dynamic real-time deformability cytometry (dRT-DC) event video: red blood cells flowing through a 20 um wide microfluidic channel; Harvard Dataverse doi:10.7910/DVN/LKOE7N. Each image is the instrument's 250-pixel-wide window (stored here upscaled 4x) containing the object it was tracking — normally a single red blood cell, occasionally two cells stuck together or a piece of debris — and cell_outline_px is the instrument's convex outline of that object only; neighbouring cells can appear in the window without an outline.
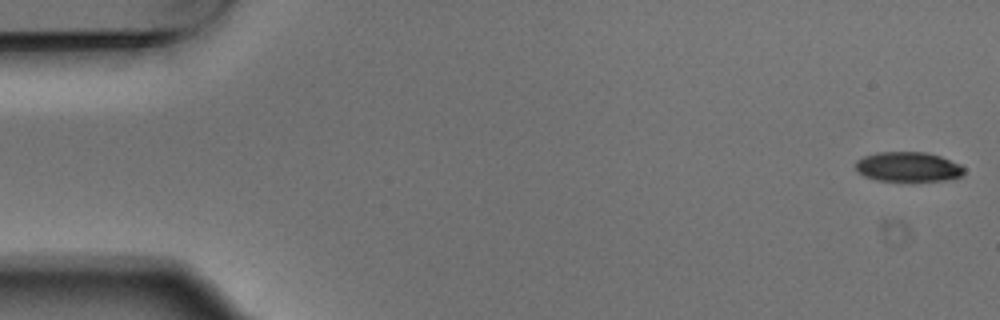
{"species": "Egyptian fruit bat (a non-hibernating species)", "species_latin": "Rousettus aegyptiacus", "temperature_condition": "warm", "stored_images_in_passage": 4, "camera_frame_rate_fps": 3000, "um_per_image_px": 0.085, "animal": {"sex": "male"}, "frame": {"image": 1, "passage_image": 1, "time_ms": 0.0, "image_size_px": [1000, 320], "cell_outline_px": [[964, 172], [960, 176], [952, 180], [876, 180], [864, 176], [856, 168], [856, 160], [864, 156], [876, 152], [928, 152], [940, 156], [960, 164], [964, 168]], "centroid_in_image_um": [77.2, 14.17], "position_along_channel_um": 7.8, "area_um2": 18.67}}